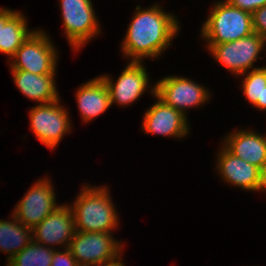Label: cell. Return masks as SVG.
<instances>
[{"label":"cell","mask_w":266,"mask_h":266,"mask_svg":"<svg viewBox=\"0 0 266 266\" xmlns=\"http://www.w3.org/2000/svg\"><path fill=\"white\" fill-rule=\"evenodd\" d=\"M140 7H136L121 45L124 55L136 62H141L142 58L160 56L180 29L175 16L164 12L161 6Z\"/></svg>","instance_id":"6da1fadb"},{"label":"cell","mask_w":266,"mask_h":266,"mask_svg":"<svg viewBox=\"0 0 266 266\" xmlns=\"http://www.w3.org/2000/svg\"><path fill=\"white\" fill-rule=\"evenodd\" d=\"M108 192L103 186H83L74 204L70 206L76 231L112 233L118 226V214Z\"/></svg>","instance_id":"7a4b0ae2"},{"label":"cell","mask_w":266,"mask_h":266,"mask_svg":"<svg viewBox=\"0 0 266 266\" xmlns=\"http://www.w3.org/2000/svg\"><path fill=\"white\" fill-rule=\"evenodd\" d=\"M213 7L201 30L207 45L236 41L254 33L252 13L233 7L226 0Z\"/></svg>","instance_id":"3957f363"},{"label":"cell","mask_w":266,"mask_h":266,"mask_svg":"<svg viewBox=\"0 0 266 266\" xmlns=\"http://www.w3.org/2000/svg\"><path fill=\"white\" fill-rule=\"evenodd\" d=\"M122 246L109 232L76 231L68 248L80 266H106L120 259Z\"/></svg>","instance_id":"277c9868"},{"label":"cell","mask_w":266,"mask_h":266,"mask_svg":"<svg viewBox=\"0 0 266 266\" xmlns=\"http://www.w3.org/2000/svg\"><path fill=\"white\" fill-rule=\"evenodd\" d=\"M49 36L35 30L12 57L11 70H24L37 75L55 74L57 51Z\"/></svg>","instance_id":"5b68a950"},{"label":"cell","mask_w":266,"mask_h":266,"mask_svg":"<svg viewBox=\"0 0 266 266\" xmlns=\"http://www.w3.org/2000/svg\"><path fill=\"white\" fill-rule=\"evenodd\" d=\"M62 20L70 46L78 51L100 33L91 0H59Z\"/></svg>","instance_id":"8992f818"},{"label":"cell","mask_w":266,"mask_h":266,"mask_svg":"<svg viewBox=\"0 0 266 266\" xmlns=\"http://www.w3.org/2000/svg\"><path fill=\"white\" fill-rule=\"evenodd\" d=\"M265 45V40L254 32L236 41L207 45V48L216 61L239 76L253 67Z\"/></svg>","instance_id":"52a82bcc"},{"label":"cell","mask_w":266,"mask_h":266,"mask_svg":"<svg viewBox=\"0 0 266 266\" xmlns=\"http://www.w3.org/2000/svg\"><path fill=\"white\" fill-rule=\"evenodd\" d=\"M60 99L38 104L29 111L30 127L42 144L50 149L58 146L64 134L71 128L67 109L59 104Z\"/></svg>","instance_id":"ba28073f"},{"label":"cell","mask_w":266,"mask_h":266,"mask_svg":"<svg viewBox=\"0 0 266 266\" xmlns=\"http://www.w3.org/2000/svg\"><path fill=\"white\" fill-rule=\"evenodd\" d=\"M155 94L167 105L186 115V108L204 104L210 96L207 88L188 78L166 76L155 84Z\"/></svg>","instance_id":"9c48e42d"},{"label":"cell","mask_w":266,"mask_h":266,"mask_svg":"<svg viewBox=\"0 0 266 266\" xmlns=\"http://www.w3.org/2000/svg\"><path fill=\"white\" fill-rule=\"evenodd\" d=\"M53 186L48 178L38 180L16 205L13 214L16 219L33 229L57 207Z\"/></svg>","instance_id":"30bf717a"},{"label":"cell","mask_w":266,"mask_h":266,"mask_svg":"<svg viewBox=\"0 0 266 266\" xmlns=\"http://www.w3.org/2000/svg\"><path fill=\"white\" fill-rule=\"evenodd\" d=\"M101 78L107 86L111 105L115 102L119 106H129V104L138 100L148 88L149 82L146 68L142 65V62L136 61L128 63L116 83L109 76L101 75Z\"/></svg>","instance_id":"8fae6325"},{"label":"cell","mask_w":266,"mask_h":266,"mask_svg":"<svg viewBox=\"0 0 266 266\" xmlns=\"http://www.w3.org/2000/svg\"><path fill=\"white\" fill-rule=\"evenodd\" d=\"M157 102L153 104L143 116L142 128L146 133L158 134L167 137H184L188 134L187 117L182 112L167 105L155 94V86L150 91Z\"/></svg>","instance_id":"7c38bea8"},{"label":"cell","mask_w":266,"mask_h":266,"mask_svg":"<svg viewBox=\"0 0 266 266\" xmlns=\"http://www.w3.org/2000/svg\"><path fill=\"white\" fill-rule=\"evenodd\" d=\"M75 223L73 212L69 205H59L50 213L42 222L32 229L33 241L39 244L66 245L69 247L70 242L75 234ZM35 237V238H34Z\"/></svg>","instance_id":"4fadbf2b"},{"label":"cell","mask_w":266,"mask_h":266,"mask_svg":"<svg viewBox=\"0 0 266 266\" xmlns=\"http://www.w3.org/2000/svg\"><path fill=\"white\" fill-rule=\"evenodd\" d=\"M217 157V169L224 182L242 189L260 191L262 170L247 161L234 156L224 146Z\"/></svg>","instance_id":"5bb4252c"},{"label":"cell","mask_w":266,"mask_h":266,"mask_svg":"<svg viewBox=\"0 0 266 266\" xmlns=\"http://www.w3.org/2000/svg\"><path fill=\"white\" fill-rule=\"evenodd\" d=\"M224 147L234 156L263 170L266 167V135L252 130H237L224 140Z\"/></svg>","instance_id":"9a60e30c"},{"label":"cell","mask_w":266,"mask_h":266,"mask_svg":"<svg viewBox=\"0 0 266 266\" xmlns=\"http://www.w3.org/2000/svg\"><path fill=\"white\" fill-rule=\"evenodd\" d=\"M13 80L20 92L30 100L46 104L59 99L55 74L37 75L24 70H12Z\"/></svg>","instance_id":"2e32d148"},{"label":"cell","mask_w":266,"mask_h":266,"mask_svg":"<svg viewBox=\"0 0 266 266\" xmlns=\"http://www.w3.org/2000/svg\"><path fill=\"white\" fill-rule=\"evenodd\" d=\"M75 96L85 123L103 114L111 106L109 92L101 76L80 86Z\"/></svg>","instance_id":"e0dca14e"},{"label":"cell","mask_w":266,"mask_h":266,"mask_svg":"<svg viewBox=\"0 0 266 266\" xmlns=\"http://www.w3.org/2000/svg\"><path fill=\"white\" fill-rule=\"evenodd\" d=\"M12 219L0 220V251L8 254L7 261L33 240L32 229L20 223L14 214Z\"/></svg>","instance_id":"ac0fdd59"},{"label":"cell","mask_w":266,"mask_h":266,"mask_svg":"<svg viewBox=\"0 0 266 266\" xmlns=\"http://www.w3.org/2000/svg\"><path fill=\"white\" fill-rule=\"evenodd\" d=\"M34 31L29 30L25 16L16 11L5 25H1L0 52L12 58Z\"/></svg>","instance_id":"d6986e66"},{"label":"cell","mask_w":266,"mask_h":266,"mask_svg":"<svg viewBox=\"0 0 266 266\" xmlns=\"http://www.w3.org/2000/svg\"><path fill=\"white\" fill-rule=\"evenodd\" d=\"M242 82L243 93L251 105L266 110V67H254Z\"/></svg>","instance_id":"ffe728a7"},{"label":"cell","mask_w":266,"mask_h":266,"mask_svg":"<svg viewBox=\"0 0 266 266\" xmlns=\"http://www.w3.org/2000/svg\"><path fill=\"white\" fill-rule=\"evenodd\" d=\"M52 249L33 240L8 261L7 266H51Z\"/></svg>","instance_id":"44dd1931"},{"label":"cell","mask_w":266,"mask_h":266,"mask_svg":"<svg viewBox=\"0 0 266 266\" xmlns=\"http://www.w3.org/2000/svg\"><path fill=\"white\" fill-rule=\"evenodd\" d=\"M252 27L253 31L266 42V5L252 13Z\"/></svg>","instance_id":"7402d4cb"},{"label":"cell","mask_w":266,"mask_h":266,"mask_svg":"<svg viewBox=\"0 0 266 266\" xmlns=\"http://www.w3.org/2000/svg\"><path fill=\"white\" fill-rule=\"evenodd\" d=\"M51 266H80L76 259L72 256L69 248L63 251L54 250Z\"/></svg>","instance_id":"603a6c76"},{"label":"cell","mask_w":266,"mask_h":266,"mask_svg":"<svg viewBox=\"0 0 266 266\" xmlns=\"http://www.w3.org/2000/svg\"><path fill=\"white\" fill-rule=\"evenodd\" d=\"M233 7L253 13L260 7L266 5V0H226Z\"/></svg>","instance_id":"cb8c5ba5"},{"label":"cell","mask_w":266,"mask_h":266,"mask_svg":"<svg viewBox=\"0 0 266 266\" xmlns=\"http://www.w3.org/2000/svg\"><path fill=\"white\" fill-rule=\"evenodd\" d=\"M11 9L0 8V35H1V25H5V22L15 13Z\"/></svg>","instance_id":"d4e9b609"},{"label":"cell","mask_w":266,"mask_h":266,"mask_svg":"<svg viewBox=\"0 0 266 266\" xmlns=\"http://www.w3.org/2000/svg\"><path fill=\"white\" fill-rule=\"evenodd\" d=\"M266 191V167L262 170V183L260 191Z\"/></svg>","instance_id":"484cf974"},{"label":"cell","mask_w":266,"mask_h":266,"mask_svg":"<svg viewBox=\"0 0 266 266\" xmlns=\"http://www.w3.org/2000/svg\"><path fill=\"white\" fill-rule=\"evenodd\" d=\"M106 266H125L124 263L121 262V258L120 260L118 259L117 261L110 263L109 265Z\"/></svg>","instance_id":"4316f807"}]
</instances>
